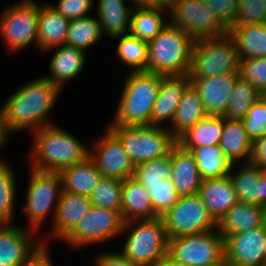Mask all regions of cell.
<instances>
[{"mask_svg": "<svg viewBox=\"0 0 266 266\" xmlns=\"http://www.w3.org/2000/svg\"><path fill=\"white\" fill-rule=\"evenodd\" d=\"M60 88L46 78H37L22 85L4 103L5 126L8 133L29 129L37 131L52 125L47 115L60 94Z\"/></svg>", "mask_w": 266, "mask_h": 266, "instance_id": "1", "label": "cell"}, {"mask_svg": "<svg viewBox=\"0 0 266 266\" xmlns=\"http://www.w3.org/2000/svg\"><path fill=\"white\" fill-rule=\"evenodd\" d=\"M32 168L39 171L59 172L80 163L89 156V150L72 134L57 125H48L32 132Z\"/></svg>", "mask_w": 266, "mask_h": 266, "instance_id": "2", "label": "cell"}, {"mask_svg": "<svg viewBox=\"0 0 266 266\" xmlns=\"http://www.w3.org/2000/svg\"><path fill=\"white\" fill-rule=\"evenodd\" d=\"M124 83L110 126H151L161 75L148 71L130 72Z\"/></svg>", "mask_w": 266, "mask_h": 266, "instance_id": "3", "label": "cell"}, {"mask_svg": "<svg viewBox=\"0 0 266 266\" xmlns=\"http://www.w3.org/2000/svg\"><path fill=\"white\" fill-rule=\"evenodd\" d=\"M195 40L170 22L148 42L147 71L162 76L188 75Z\"/></svg>", "mask_w": 266, "mask_h": 266, "instance_id": "4", "label": "cell"}, {"mask_svg": "<svg viewBox=\"0 0 266 266\" xmlns=\"http://www.w3.org/2000/svg\"><path fill=\"white\" fill-rule=\"evenodd\" d=\"M131 230L122 254L140 266H156L168 254V236L161 217L124 223L123 231Z\"/></svg>", "mask_w": 266, "mask_h": 266, "instance_id": "5", "label": "cell"}, {"mask_svg": "<svg viewBox=\"0 0 266 266\" xmlns=\"http://www.w3.org/2000/svg\"><path fill=\"white\" fill-rule=\"evenodd\" d=\"M134 166L170 155L177 139L164 126H109Z\"/></svg>", "mask_w": 266, "mask_h": 266, "instance_id": "6", "label": "cell"}, {"mask_svg": "<svg viewBox=\"0 0 266 266\" xmlns=\"http://www.w3.org/2000/svg\"><path fill=\"white\" fill-rule=\"evenodd\" d=\"M239 64L237 46L229 34L199 39L193 45L188 76L190 79H202L223 73H239Z\"/></svg>", "mask_w": 266, "mask_h": 266, "instance_id": "7", "label": "cell"}, {"mask_svg": "<svg viewBox=\"0 0 266 266\" xmlns=\"http://www.w3.org/2000/svg\"><path fill=\"white\" fill-rule=\"evenodd\" d=\"M170 23L189 34L194 40L219 38L229 29L202 0H177L167 11Z\"/></svg>", "mask_w": 266, "mask_h": 266, "instance_id": "8", "label": "cell"}, {"mask_svg": "<svg viewBox=\"0 0 266 266\" xmlns=\"http://www.w3.org/2000/svg\"><path fill=\"white\" fill-rule=\"evenodd\" d=\"M168 255L188 266H207L225 257L224 238L215 230L168 240Z\"/></svg>", "mask_w": 266, "mask_h": 266, "instance_id": "9", "label": "cell"}, {"mask_svg": "<svg viewBox=\"0 0 266 266\" xmlns=\"http://www.w3.org/2000/svg\"><path fill=\"white\" fill-rule=\"evenodd\" d=\"M62 192L59 172L31 170L25 205L29 229L36 232L50 214V210L52 211V206H54L52 214L54 219Z\"/></svg>", "mask_w": 266, "mask_h": 266, "instance_id": "10", "label": "cell"}, {"mask_svg": "<svg viewBox=\"0 0 266 266\" xmlns=\"http://www.w3.org/2000/svg\"><path fill=\"white\" fill-rule=\"evenodd\" d=\"M169 238L216 230L217 222L199 194L181 196L163 216Z\"/></svg>", "mask_w": 266, "mask_h": 266, "instance_id": "11", "label": "cell"}, {"mask_svg": "<svg viewBox=\"0 0 266 266\" xmlns=\"http://www.w3.org/2000/svg\"><path fill=\"white\" fill-rule=\"evenodd\" d=\"M39 5L24 0L7 7L0 16V36L10 50L24 49L35 43L38 46Z\"/></svg>", "mask_w": 266, "mask_h": 266, "instance_id": "12", "label": "cell"}, {"mask_svg": "<svg viewBox=\"0 0 266 266\" xmlns=\"http://www.w3.org/2000/svg\"><path fill=\"white\" fill-rule=\"evenodd\" d=\"M123 226L119 211L92 206L62 240L75 247L96 244L122 234Z\"/></svg>", "mask_w": 266, "mask_h": 266, "instance_id": "13", "label": "cell"}, {"mask_svg": "<svg viewBox=\"0 0 266 266\" xmlns=\"http://www.w3.org/2000/svg\"><path fill=\"white\" fill-rule=\"evenodd\" d=\"M89 157L103 177L125 180L134 176V164L121 141L108 128L89 150Z\"/></svg>", "mask_w": 266, "mask_h": 266, "instance_id": "14", "label": "cell"}, {"mask_svg": "<svg viewBox=\"0 0 266 266\" xmlns=\"http://www.w3.org/2000/svg\"><path fill=\"white\" fill-rule=\"evenodd\" d=\"M225 258L235 266L266 265V222L253 230L224 238Z\"/></svg>", "mask_w": 266, "mask_h": 266, "instance_id": "15", "label": "cell"}, {"mask_svg": "<svg viewBox=\"0 0 266 266\" xmlns=\"http://www.w3.org/2000/svg\"><path fill=\"white\" fill-rule=\"evenodd\" d=\"M33 231L9 224H0V261L8 266H21L46 245L33 240Z\"/></svg>", "mask_w": 266, "mask_h": 266, "instance_id": "16", "label": "cell"}, {"mask_svg": "<svg viewBox=\"0 0 266 266\" xmlns=\"http://www.w3.org/2000/svg\"><path fill=\"white\" fill-rule=\"evenodd\" d=\"M239 78V73H223L190 80L198 89L208 116H223Z\"/></svg>", "mask_w": 266, "mask_h": 266, "instance_id": "17", "label": "cell"}, {"mask_svg": "<svg viewBox=\"0 0 266 266\" xmlns=\"http://www.w3.org/2000/svg\"><path fill=\"white\" fill-rule=\"evenodd\" d=\"M191 83L188 75L162 76L159 92L153 107L151 126H161L163 121L172 123L186 87Z\"/></svg>", "mask_w": 266, "mask_h": 266, "instance_id": "18", "label": "cell"}, {"mask_svg": "<svg viewBox=\"0 0 266 266\" xmlns=\"http://www.w3.org/2000/svg\"><path fill=\"white\" fill-rule=\"evenodd\" d=\"M171 179L179 197L199 193L202 178L190 151L176 144L170 152Z\"/></svg>", "mask_w": 266, "mask_h": 266, "instance_id": "19", "label": "cell"}, {"mask_svg": "<svg viewBox=\"0 0 266 266\" xmlns=\"http://www.w3.org/2000/svg\"><path fill=\"white\" fill-rule=\"evenodd\" d=\"M266 222V207L237 202L217 222V231L228 235L253 230Z\"/></svg>", "mask_w": 266, "mask_h": 266, "instance_id": "20", "label": "cell"}, {"mask_svg": "<svg viewBox=\"0 0 266 266\" xmlns=\"http://www.w3.org/2000/svg\"><path fill=\"white\" fill-rule=\"evenodd\" d=\"M198 194L216 222L238 202L235 187L229 175L203 180Z\"/></svg>", "mask_w": 266, "mask_h": 266, "instance_id": "21", "label": "cell"}, {"mask_svg": "<svg viewBox=\"0 0 266 266\" xmlns=\"http://www.w3.org/2000/svg\"><path fill=\"white\" fill-rule=\"evenodd\" d=\"M91 207L92 203L88 196L63 191L52 222L51 233L53 236L62 240L87 214Z\"/></svg>", "mask_w": 266, "mask_h": 266, "instance_id": "22", "label": "cell"}, {"mask_svg": "<svg viewBox=\"0 0 266 266\" xmlns=\"http://www.w3.org/2000/svg\"><path fill=\"white\" fill-rule=\"evenodd\" d=\"M121 216L124 223L159 217L154 211L148 191L134 177L123 180Z\"/></svg>", "mask_w": 266, "mask_h": 266, "instance_id": "23", "label": "cell"}, {"mask_svg": "<svg viewBox=\"0 0 266 266\" xmlns=\"http://www.w3.org/2000/svg\"><path fill=\"white\" fill-rule=\"evenodd\" d=\"M69 28V20L54 9L51 4L39 5L38 47L40 50L65 45Z\"/></svg>", "mask_w": 266, "mask_h": 266, "instance_id": "24", "label": "cell"}, {"mask_svg": "<svg viewBox=\"0 0 266 266\" xmlns=\"http://www.w3.org/2000/svg\"><path fill=\"white\" fill-rule=\"evenodd\" d=\"M53 49L55 52L49 69L51 73L50 76L44 78L62 89L64 82L71 80L84 69L85 52L67 45L57 46L48 50Z\"/></svg>", "mask_w": 266, "mask_h": 266, "instance_id": "25", "label": "cell"}, {"mask_svg": "<svg viewBox=\"0 0 266 266\" xmlns=\"http://www.w3.org/2000/svg\"><path fill=\"white\" fill-rule=\"evenodd\" d=\"M59 174L63 191L88 197L102 178V174L89 156L80 163L61 169Z\"/></svg>", "mask_w": 266, "mask_h": 266, "instance_id": "26", "label": "cell"}, {"mask_svg": "<svg viewBox=\"0 0 266 266\" xmlns=\"http://www.w3.org/2000/svg\"><path fill=\"white\" fill-rule=\"evenodd\" d=\"M208 114L204 109L200 93L191 82L185 89L183 97L177 106L175 117L170 125V132L178 139L189 128L193 127L199 120Z\"/></svg>", "mask_w": 266, "mask_h": 266, "instance_id": "27", "label": "cell"}, {"mask_svg": "<svg viewBox=\"0 0 266 266\" xmlns=\"http://www.w3.org/2000/svg\"><path fill=\"white\" fill-rule=\"evenodd\" d=\"M125 4V0H98L97 19L102 36L106 32L113 39L128 34L132 8Z\"/></svg>", "mask_w": 266, "mask_h": 266, "instance_id": "28", "label": "cell"}, {"mask_svg": "<svg viewBox=\"0 0 266 266\" xmlns=\"http://www.w3.org/2000/svg\"><path fill=\"white\" fill-rule=\"evenodd\" d=\"M167 10L169 8L162 6L134 7L130 16L128 34L147 43L153 40L169 23H164L161 16Z\"/></svg>", "mask_w": 266, "mask_h": 266, "instance_id": "29", "label": "cell"}, {"mask_svg": "<svg viewBox=\"0 0 266 266\" xmlns=\"http://www.w3.org/2000/svg\"><path fill=\"white\" fill-rule=\"evenodd\" d=\"M229 35L235 40L240 60L266 57V24L234 26Z\"/></svg>", "mask_w": 266, "mask_h": 266, "instance_id": "30", "label": "cell"}, {"mask_svg": "<svg viewBox=\"0 0 266 266\" xmlns=\"http://www.w3.org/2000/svg\"><path fill=\"white\" fill-rule=\"evenodd\" d=\"M183 149L190 151L195 158L202 180L226 177L235 165L224 154L220 145Z\"/></svg>", "mask_w": 266, "mask_h": 266, "instance_id": "31", "label": "cell"}, {"mask_svg": "<svg viewBox=\"0 0 266 266\" xmlns=\"http://www.w3.org/2000/svg\"><path fill=\"white\" fill-rule=\"evenodd\" d=\"M224 126L223 116H206L189 128L178 139L182 148L219 145Z\"/></svg>", "mask_w": 266, "mask_h": 266, "instance_id": "32", "label": "cell"}, {"mask_svg": "<svg viewBox=\"0 0 266 266\" xmlns=\"http://www.w3.org/2000/svg\"><path fill=\"white\" fill-rule=\"evenodd\" d=\"M219 145L233 163L241 158H244L245 162L249 161L252 140L245 131L242 120L224 119Z\"/></svg>", "mask_w": 266, "mask_h": 266, "instance_id": "33", "label": "cell"}, {"mask_svg": "<svg viewBox=\"0 0 266 266\" xmlns=\"http://www.w3.org/2000/svg\"><path fill=\"white\" fill-rule=\"evenodd\" d=\"M102 37L100 22L92 16L81 17L69 21L65 45L85 51Z\"/></svg>", "mask_w": 266, "mask_h": 266, "instance_id": "34", "label": "cell"}, {"mask_svg": "<svg viewBox=\"0 0 266 266\" xmlns=\"http://www.w3.org/2000/svg\"><path fill=\"white\" fill-rule=\"evenodd\" d=\"M245 165L238 169L235 175L229 174L231 177L238 201L246 204L260 206V190L259 180L261 168L245 162Z\"/></svg>", "mask_w": 266, "mask_h": 266, "instance_id": "35", "label": "cell"}, {"mask_svg": "<svg viewBox=\"0 0 266 266\" xmlns=\"http://www.w3.org/2000/svg\"><path fill=\"white\" fill-rule=\"evenodd\" d=\"M262 97L258 89L239 78L230 96L224 119L243 120L251 107Z\"/></svg>", "mask_w": 266, "mask_h": 266, "instance_id": "36", "label": "cell"}, {"mask_svg": "<svg viewBox=\"0 0 266 266\" xmlns=\"http://www.w3.org/2000/svg\"><path fill=\"white\" fill-rule=\"evenodd\" d=\"M117 38V57L132 69L129 72L147 71L148 43L129 34Z\"/></svg>", "mask_w": 266, "mask_h": 266, "instance_id": "37", "label": "cell"}, {"mask_svg": "<svg viewBox=\"0 0 266 266\" xmlns=\"http://www.w3.org/2000/svg\"><path fill=\"white\" fill-rule=\"evenodd\" d=\"M122 192L123 180L102 176L89 198L92 206L117 210L121 213Z\"/></svg>", "mask_w": 266, "mask_h": 266, "instance_id": "38", "label": "cell"}, {"mask_svg": "<svg viewBox=\"0 0 266 266\" xmlns=\"http://www.w3.org/2000/svg\"><path fill=\"white\" fill-rule=\"evenodd\" d=\"M9 164L0 159V224H10L14 212L16 180Z\"/></svg>", "mask_w": 266, "mask_h": 266, "instance_id": "39", "label": "cell"}, {"mask_svg": "<svg viewBox=\"0 0 266 266\" xmlns=\"http://www.w3.org/2000/svg\"><path fill=\"white\" fill-rule=\"evenodd\" d=\"M143 186L148 191L154 211L159 217L163 216L172 208L179 199L171 177L165 178L155 184Z\"/></svg>", "mask_w": 266, "mask_h": 266, "instance_id": "40", "label": "cell"}, {"mask_svg": "<svg viewBox=\"0 0 266 266\" xmlns=\"http://www.w3.org/2000/svg\"><path fill=\"white\" fill-rule=\"evenodd\" d=\"M171 176L170 155L135 166L134 178L142 185L155 184Z\"/></svg>", "mask_w": 266, "mask_h": 266, "instance_id": "41", "label": "cell"}, {"mask_svg": "<svg viewBox=\"0 0 266 266\" xmlns=\"http://www.w3.org/2000/svg\"><path fill=\"white\" fill-rule=\"evenodd\" d=\"M252 24H266L265 0H239L237 16L228 29Z\"/></svg>", "mask_w": 266, "mask_h": 266, "instance_id": "42", "label": "cell"}, {"mask_svg": "<svg viewBox=\"0 0 266 266\" xmlns=\"http://www.w3.org/2000/svg\"><path fill=\"white\" fill-rule=\"evenodd\" d=\"M239 77L254 85L264 95L266 93V57L240 60Z\"/></svg>", "mask_w": 266, "mask_h": 266, "instance_id": "43", "label": "cell"}, {"mask_svg": "<svg viewBox=\"0 0 266 266\" xmlns=\"http://www.w3.org/2000/svg\"><path fill=\"white\" fill-rule=\"evenodd\" d=\"M251 140L266 135V99L262 96L242 120Z\"/></svg>", "mask_w": 266, "mask_h": 266, "instance_id": "44", "label": "cell"}, {"mask_svg": "<svg viewBox=\"0 0 266 266\" xmlns=\"http://www.w3.org/2000/svg\"><path fill=\"white\" fill-rule=\"evenodd\" d=\"M212 9L219 20L229 28L237 16L239 0H202Z\"/></svg>", "mask_w": 266, "mask_h": 266, "instance_id": "45", "label": "cell"}, {"mask_svg": "<svg viewBox=\"0 0 266 266\" xmlns=\"http://www.w3.org/2000/svg\"><path fill=\"white\" fill-rule=\"evenodd\" d=\"M55 10L61 13L69 21L88 16L92 9V0H59L58 5H52Z\"/></svg>", "mask_w": 266, "mask_h": 266, "instance_id": "46", "label": "cell"}, {"mask_svg": "<svg viewBox=\"0 0 266 266\" xmlns=\"http://www.w3.org/2000/svg\"><path fill=\"white\" fill-rule=\"evenodd\" d=\"M248 162L258 168H266V135L252 140L251 153Z\"/></svg>", "mask_w": 266, "mask_h": 266, "instance_id": "47", "label": "cell"}, {"mask_svg": "<svg viewBox=\"0 0 266 266\" xmlns=\"http://www.w3.org/2000/svg\"><path fill=\"white\" fill-rule=\"evenodd\" d=\"M95 266H140L131 262L121 252L120 253H103L98 256Z\"/></svg>", "mask_w": 266, "mask_h": 266, "instance_id": "48", "label": "cell"}, {"mask_svg": "<svg viewBox=\"0 0 266 266\" xmlns=\"http://www.w3.org/2000/svg\"><path fill=\"white\" fill-rule=\"evenodd\" d=\"M47 247V245H43L37 253L21 266H52Z\"/></svg>", "mask_w": 266, "mask_h": 266, "instance_id": "49", "label": "cell"}, {"mask_svg": "<svg viewBox=\"0 0 266 266\" xmlns=\"http://www.w3.org/2000/svg\"><path fill=\"white\" fill-rule=\"evenodd\" d=\"M8 131L5 126L4 106L0 109V147L4 146L8 141Z\"/></svg>", "mask_w": 266, "mask_h": 266, "instance_id": "50", "label": "cell"}, {"mask_svg": "<svg viewBox=\"0 0 266 266\" xmlns=\"http://www.w3.org/2000/svg\"><path fill=\"white\" fill-rule=\"evenodd\" d=\"M259 190H260V206L266 207V171L264 169H261Z\"/></svg>", "mask_w": 266, "mask_h": 266, "instance_id": "51", "label": "cell"}, {"mask_svg": "<svg viewBox=\"0 0 266 266\" xmlns=\"http://www.w3.org/2000/svg\"><path fill=\"white\" fill-rule=\"evenodd\" d=\"M156 266H188V265L174 260L167 254Z\"/></svg>", "mask_w": 266, "mask_h": 266, "instance_id": "52", "label": "cell"}, {"mask_svg": "<svg viewBox=\"0 0 266 266\" xmlns=\"http://www.w3.org/2000/svg\"><path fill=\"white\" fill-rule=\"evenodd\" d=\"M133 7L157 6V0H130Z\"/></svg>", "mask_w": 266, "mask_h": 266, "instance_id": "53", "label": "cell"}, {"mask_svg": "<svg viewBox=\"0 0 266 266\" xmlns=\"http://www.w3.org/2000/svg\"><path fill=\"white\" fill-rule=\"evenodd\" d=\"M177 0H157V6L170 8Z\"/></svg>", "mask_w": 266, "mask_h": 266, "instance_id": "54", "label": "cell"}, {"mask_svg": "<svg viewBox=\"0 0 266 266\" xmlns=\"http://www.w3.org/2000/svg\"><path fill=\"white\" fill-rule=\"evenodd\" d=\"M207 266H235V265L224 257L220 261H218L214 264H211V265H207Z\"/></svg>", "mask_w": 266, "mask_h": 266, "instance_id": "55", "label": "cell"}, {"mask_svg": "<svg viewBox=\"0 0 266 266\" xmlns=\"http://www.w3.org/2000/svg\"><path fill=\"white\" fill-rule=\"evenodd\" d=\"M0 266H8V265H7V262L0 261Z\"/></svg>", "mask_w": 266, "mask_h": 266, "instance_id": "56", "label": "cell"}]
</instances>
